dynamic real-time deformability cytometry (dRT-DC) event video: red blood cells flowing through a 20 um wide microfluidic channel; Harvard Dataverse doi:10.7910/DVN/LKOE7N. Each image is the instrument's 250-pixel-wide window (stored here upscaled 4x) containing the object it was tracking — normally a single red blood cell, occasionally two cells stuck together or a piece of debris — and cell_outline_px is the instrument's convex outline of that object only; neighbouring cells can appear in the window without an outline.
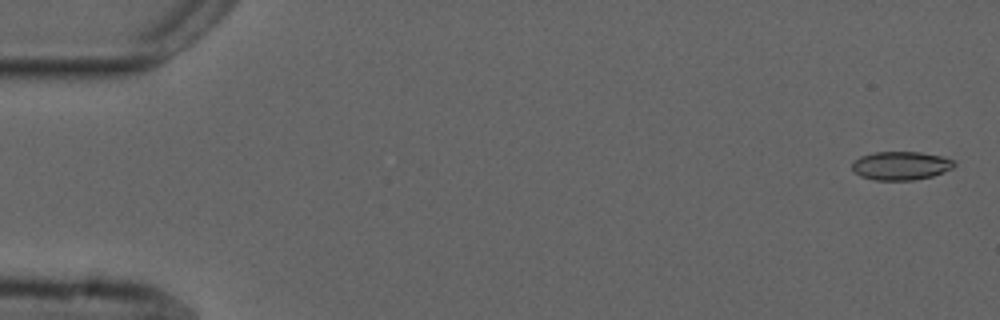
{"species": "common noctule bat (a hibernating species)", "species_latin": "Nyctalus noctula", "temperature_condition": "cold", "stored_images_in_passage": 55, "camera_frame_rate_fps": 3000, "um_per_image_px": 0.085, "animal": {"sex": "male", "forearm_length_mm": 52.5}, "frame": {"image": 1, "passage_image": 2, "time_ms": 0.333, "image_size_px": [1000, 320], "cell_outline_px": [[956, 164], [952, 168], [944, 172], [932, 176], [912, 180], [876, 180], [860, 176], [852, 168], [852, 164], [860, 156], [872, 152], [920, 152], [940, 156], [952, 160]], "centroid_in_image_um": [76.57, 14.08], "position_along_channel_um": 8.4, "area_um2": 16.82}}
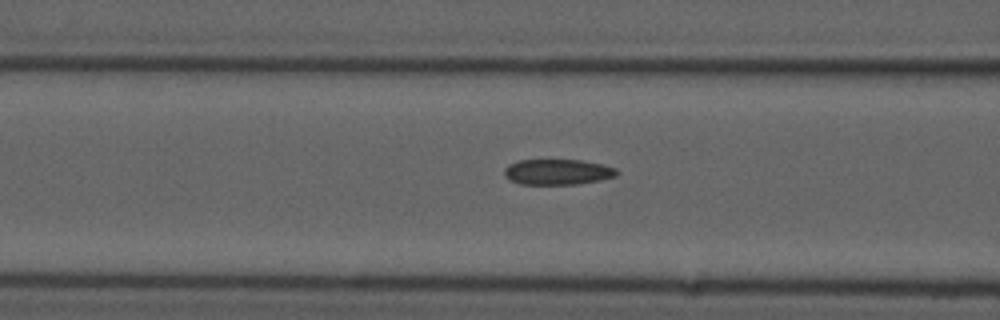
{"frame": {"image": 2, "passage_image": 22, "time_ms": 7.0, "image_size_px": [1000, 320], "cell_outline_px": [[620, 172], [616, 176], [600, 180], [576, 184], [520, 184], [508, 180], [504, 176], [504, 168], [508, 164], [520, 160], [580, 160], [600, 164], [616, 168]], "centroid_in_image_um": [47.37, 14.62], "position_along_channel_um": 119.2, "area_um2": 16.82}}
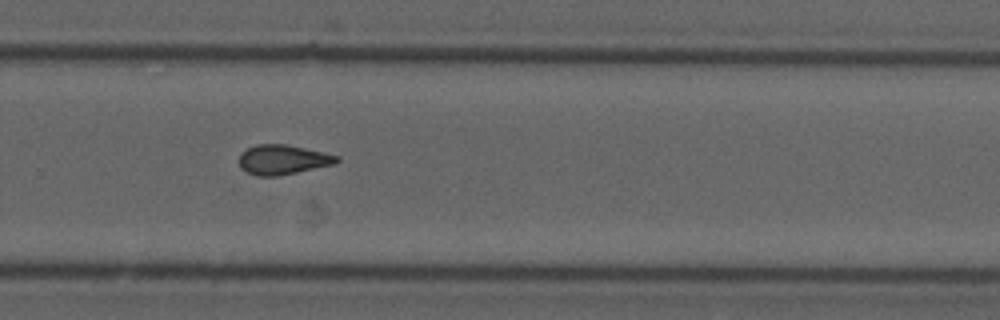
{"frame": {"image": 3, "passage_image": 37, "time_ms": 12.0, "image_size_px": [1000, 320], "cell_outline_px": [[340, 160], [336, 164], [276, 176], [256, 176], [240, 168], [240, 156], [248, 148], [256, 144], [284, 144], [304, 148], [340, 156]], "centroid_in_image_um": [24.06, 13.57], "position_along_channel_um": 305.7, "area_um2": 16.7}, "authors_computed_cell_mechanics": {"area_um2": 16.8776, "velocity_mm_per_s": 3.7358, "shape_relaxation_time_tau1_ms": null, "shape_relaxation_time_tau2_ms": 3.6492, "deformation_change_tau1": null, "deformation_change_tau2": 0.1066}}